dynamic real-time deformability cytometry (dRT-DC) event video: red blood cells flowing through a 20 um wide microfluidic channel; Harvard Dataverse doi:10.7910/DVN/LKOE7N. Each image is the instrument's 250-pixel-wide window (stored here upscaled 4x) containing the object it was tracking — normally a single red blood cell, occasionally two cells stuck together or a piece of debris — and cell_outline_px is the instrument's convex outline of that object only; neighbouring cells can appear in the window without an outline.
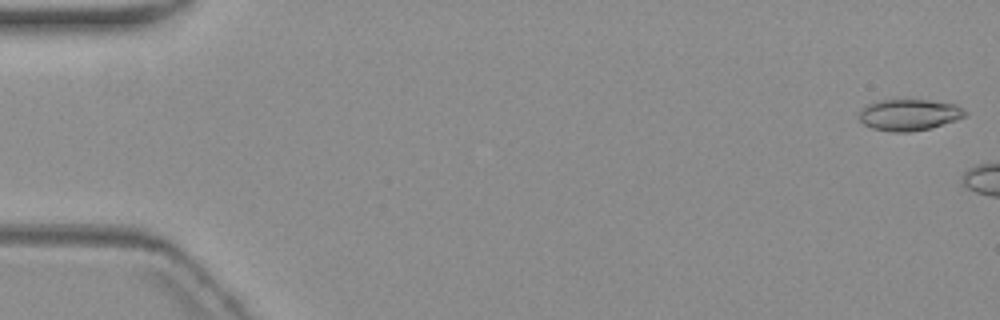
{"species": "common noctule bat (a hibernating species)", "species_latin": "Nyctalus noctula", "temperature_condition": "warm", "stored_images_in_passage": 3, "camera_frame_rate_fps": 3000, "um_per_image_px": 0.085, "animal": {"sex": "female", "body_mass_g": 19.3, "forearm_length_mm": 54.1}, "frame": {"image": 1, "passage_image": 1, "time_ms": 0.0, "image_size_px": [1000, 320], "cell_outline_px": [[968, 112], [964, 116], [956, 120], [932, 128], [908, 132], [892, 132], [872, 128], [864, 124], [860, 120], [860, 112], [868, 104], [884, 100], [928, 100], [956, 104]], "centroid_in_image_um": [77.31, 9.77], "position_along_channel_um": 7.7, "area_um2": 19.19}}